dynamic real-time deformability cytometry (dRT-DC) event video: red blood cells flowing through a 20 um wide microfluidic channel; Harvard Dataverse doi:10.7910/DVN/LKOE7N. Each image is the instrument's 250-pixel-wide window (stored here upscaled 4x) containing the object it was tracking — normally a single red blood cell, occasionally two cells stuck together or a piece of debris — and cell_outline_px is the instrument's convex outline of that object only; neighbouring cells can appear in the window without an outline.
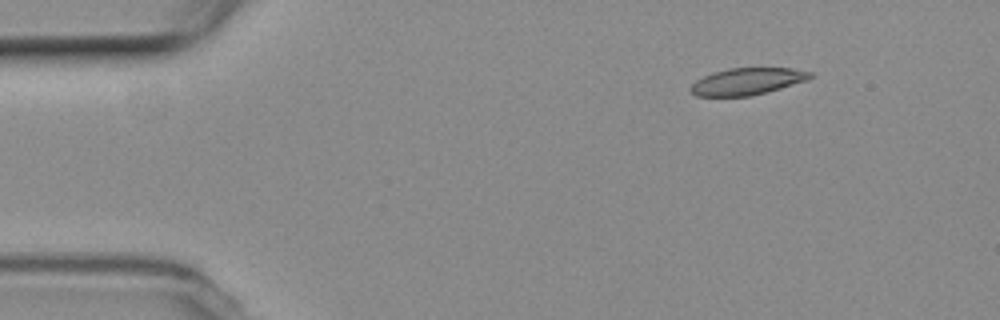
{"species": "common noctule bat (a hibernating species)", "species_latin": "Nyctalus noctula", "temperature_condition": "room temperature", "stored_images_in_passage": 48, "camera_frame_rate_fps": 3000, "um_per_image_px": 0.085, "animal": {"sex": "female", "body_mass_g": 19.3, "forearm_length_mm": 54.1}, "frame": {"image": 1, "passage_image": 1, "time_ms": 0.0, "image_size_px": [1000, 320], "cell_outline_px": [[812, 76], [808, 80], [768, 92], [752, 96], [696, 96], [688, 88], [696, 80], [704, 76], [728, 68], [792, 68], [812, 72]], "centroid_in_image_um": [63.53, 6.92], "position_along_channel_um": 21.5, "area_um2": 18.73}}
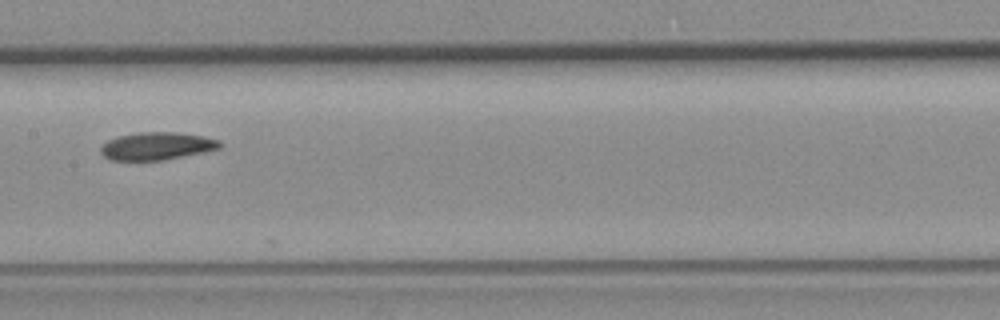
{"frame": {"image": 2, "passage_image": 21, "time_ms": 6.667, "image_size_px": [1000, 320], "cell_outline_px": [[220, 148], [204, 152], [164, 160], [108, 160], [100, 152], [100, 148], [108, 140], [116, 136], [140, 132], [176, 132], [204, 136], [220, 140]], "centroid_in_image_um": [13.31, 12.41], "position_along_channel_um": 194.1, "area_um2": 19.25}}
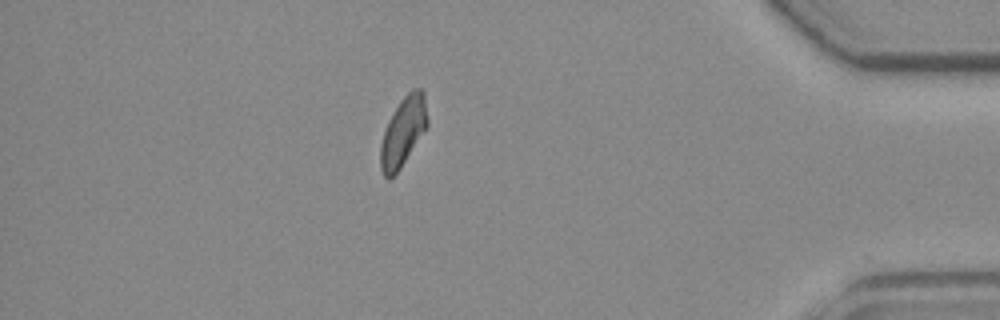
{"frame": {"image": 3, "passage_image": 41, "time_ms": 13.333, "image_size_px": [1000, 320], "cell_outline_px": [[428, 124], [400, 168], [388, 180], [384, 176], [380, 168], [380, 144], [388, 120], [400, 100], [412, 88], [420, 88], [424, 92], [428, 120]], "centroid_in_image_um": [34.25, 11.16], "position_along_channel_um": 400.9, "area_um2": 18.67}, "authors_computed_cell_mechanics": {"area_um2": 19.2763, "velocity_mm_per_s": 3.7804, "shape_relaxation_time_tau1_ms": 9.13, "shape_relaxation_time_tau2_ms": 8.2445, "deformation_change_tau1": 0.1759, "deformation_change_tau2": 0.1603}}